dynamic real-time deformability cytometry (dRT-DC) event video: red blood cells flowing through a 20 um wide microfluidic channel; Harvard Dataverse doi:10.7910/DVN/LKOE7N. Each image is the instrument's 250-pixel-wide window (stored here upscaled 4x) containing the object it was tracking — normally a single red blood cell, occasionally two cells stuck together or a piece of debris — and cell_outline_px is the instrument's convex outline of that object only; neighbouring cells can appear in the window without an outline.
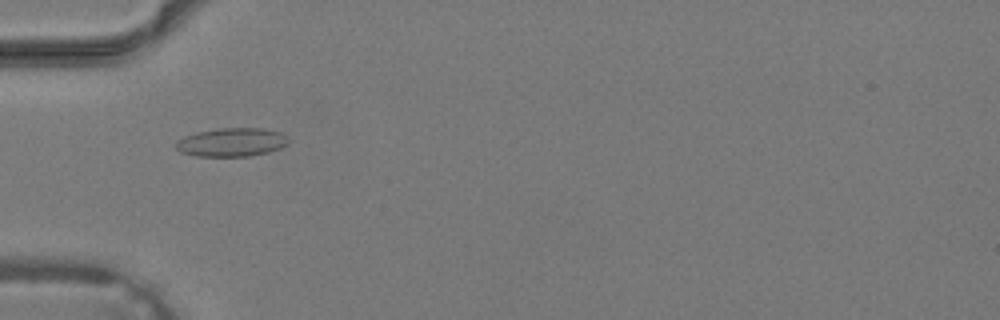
{"species": "common noctule bat (a hibernating species)", "species_latin": "Nyctalus noctula", "temperature_condition": "warm", "stored_images_in_passage": 33, "camera_frame_rate_fps": 3000, "um_per_image_px": 0.085, "animal": {"sex": "male", "body_mass_g": 19.2, "forearm_length_mm": 51.8}, "frame": {"image": 1, "passage_image": 7, "time_ms": 2.0, "image_size_px": [1000, 320], "cell_outline_px": [[288, 144], [280, 148], [268, 152], [248, 156], [196, 156], [180, 152], [176, 148], [176, 140], [184, 136], [196, 132], [216, 128], [264, 128], [280, 132], [288, 140]], "centroid_in_image_um": [19.66, 12.08], "position_along_channel_um": 65.3, "area_um2": 18.79}}
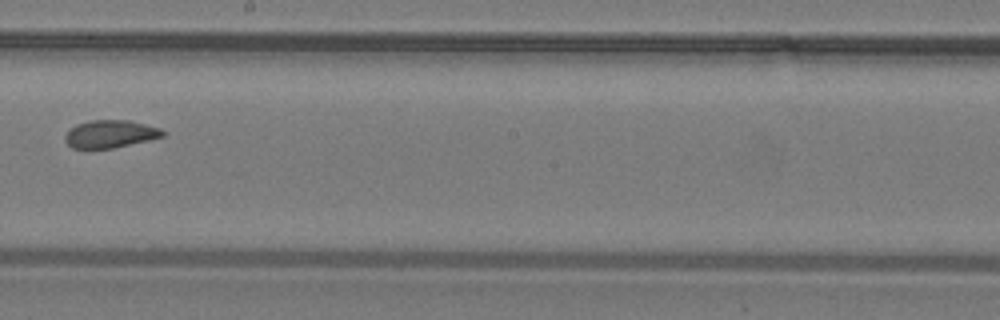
{"frame": {"image": 2, "passage_image": 17, "time_ms": 5.333, "image_size_px": [1000, 320], "cell_outline_px": [[168, 132], [164, 136], [148, 140], [112, 148], [88, 152], [72, 148], [64, 140], [64, 136], [76, 124], [92, 120], [128, 120], [160, 128]], "centroid_in_image_um": [9.33, 11.43], "position_along_channel_um": 238.9, "area_um2": 16.18}}
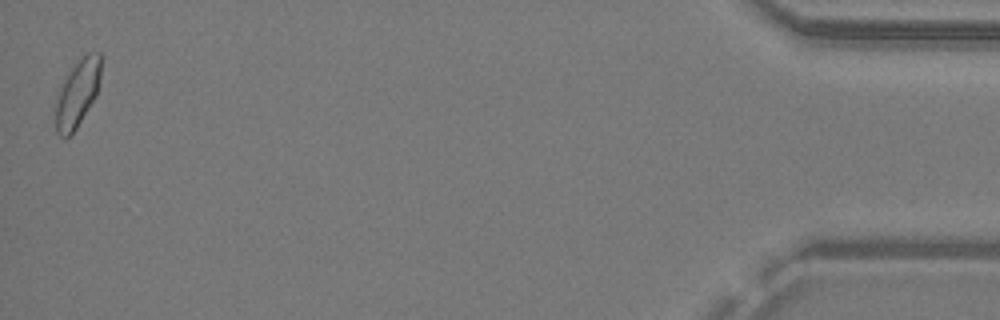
{"frame": {"image": 3, "passage_image": 33, "time_ms": 10.667, "image_size_px": [1000, 320], "cell_outline_px": [[100, 76], [96, 96], [76, 128], [64, 140], [56, 132], [56, 100], [60, 84], [72, 68], [88, 52], [100, 52]], "centroid_in_image_um": [6.56, 7.95], "position_along_channel_um": 428.6, "area_um2": 17.46}}